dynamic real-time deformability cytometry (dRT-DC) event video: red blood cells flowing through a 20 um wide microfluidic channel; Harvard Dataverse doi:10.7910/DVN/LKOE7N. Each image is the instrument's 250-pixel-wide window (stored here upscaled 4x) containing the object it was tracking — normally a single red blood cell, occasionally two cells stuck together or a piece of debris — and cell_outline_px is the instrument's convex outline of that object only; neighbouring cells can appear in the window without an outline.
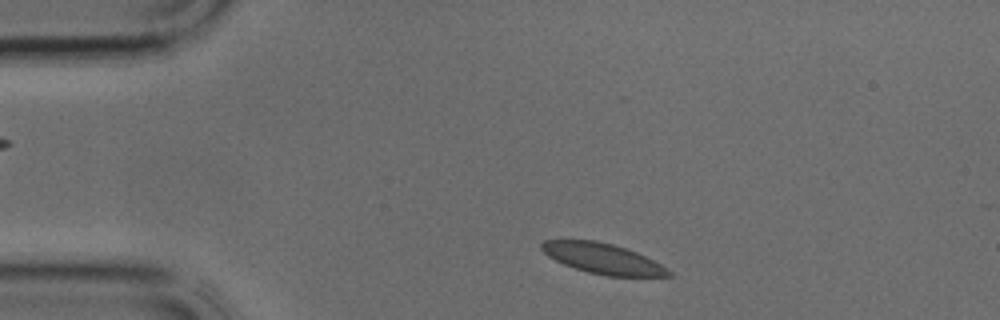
{"species": "common noctule bat (a hibernating species)", "species_latin": "Nyctalus noctula", "temperature_condition": "cold", "stored_images_in_passage": 26, "camera_frame_rate_fps": 3000, "um_per_image_px": 0.085, "animal": {"sex": "male", "body_mass_g": 17.9, "forearm_length_mm": 54.2}, "frame": {"image": 1, "passage_image": 2, "time_ms": 0.333, "image_size_px": [1000, 320], "cell_outline_px": [[672, 276], [608, 276], [588, 272], [564, 264], [548, 256], [540, 248], [540, 244], [544, 240], [596, 240], [612, 244], [636, 252], [668, 268], [672, 272]], "centroid_in_image_um": [51.23, 21.97], "position_along_channel_um": 33.8, "area_um2": 22.25}}
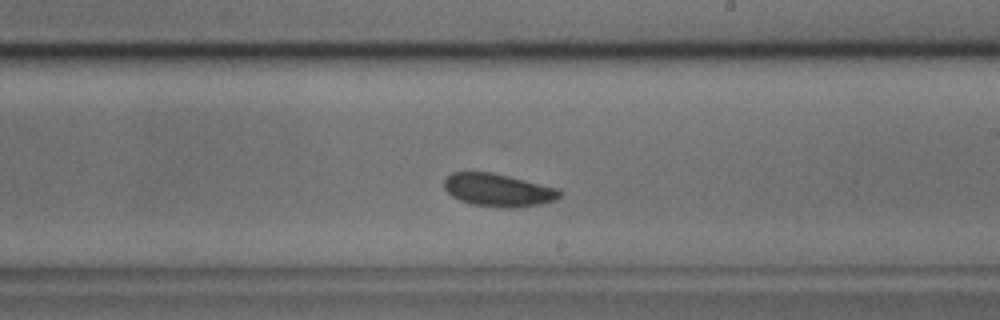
{"frame": {"image": 2, "passage_image": 17, "time_ms": 5.333, "image_size_px": [1000, 320], "cell_outline_px": [[564, 192], [556, 200], [540, 204], [516, 208], [500, 208], [472, 204], [460, 200], [452, 196], [444, 188], [444, 180], [452, 172], [492, 172], [560, 188]], "centroid_in_image_um": [42.39, 16.16], "position_along_channel_um": 246.6, "area_um2": 22.37}}
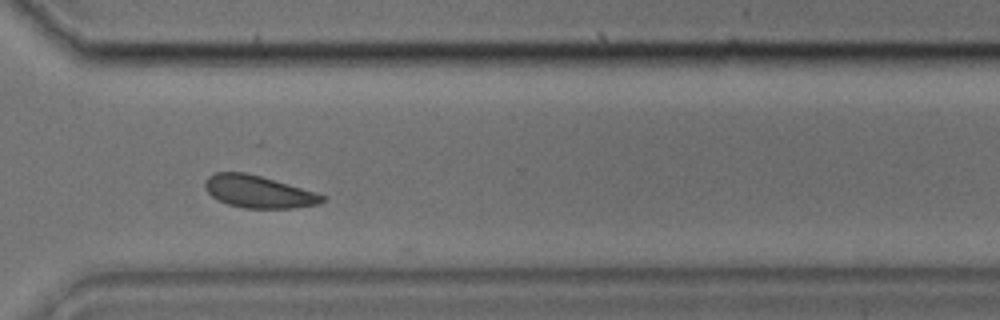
{"frame": {"image": 3, "passage_image": 23, "time_ms": 7.333, "image_size_px": [1000, 320], "cell_outline_px": [[328, 196], [320, 204], [292, 208], [244, 208], [228, 204], [212, 196], [204, 188], [204, 180], [208, 176], [216, 172], [244, 172], [260, 176], [316, 192]], "centroid_in_image_um": [21.97, 16.29], "position_along_channel_um": 348.6, "area_um2": 22.02}}